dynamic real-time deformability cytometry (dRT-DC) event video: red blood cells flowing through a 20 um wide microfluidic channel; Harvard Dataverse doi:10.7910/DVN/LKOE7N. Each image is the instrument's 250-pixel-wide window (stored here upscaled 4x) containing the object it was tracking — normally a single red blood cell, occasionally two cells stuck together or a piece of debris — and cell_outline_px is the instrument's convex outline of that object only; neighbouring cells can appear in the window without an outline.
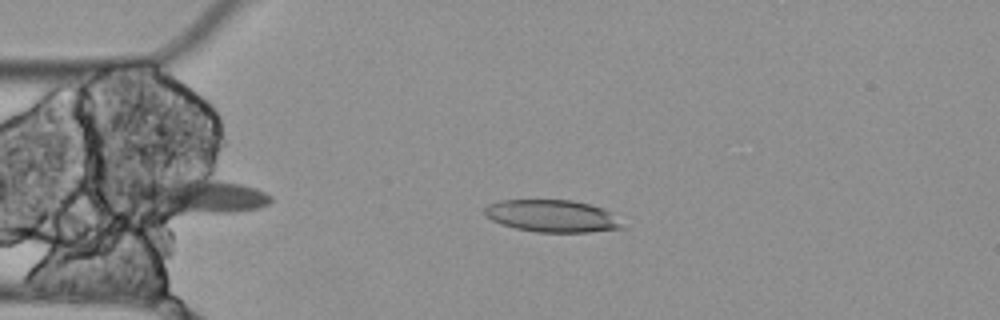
{"species": "Egyptian fruit bat (a non-hibernating species)", "species_latin": "Rousettus aegyptiacus", "temperature_condition": "cold", "stored_images_in_passage": 3, "camera_frame_rate_fps": 3000, "um_per_image_px": 0.085, "animal": {"sex": "female"}, "frame": {"image": 1, "passage_image": 2, "time_ms": 0.333, "image_size_px": [1000, 320], "cell_outline_px": [[624, 228], [588, 232], [536, 232], [516, 228], [500, 224], [484, 216], [484, 208], [488, 204], [500, 200], [572, 200], [604, 208]], "centroid_in_image_um": [46.84, 18.36], "position_along_channel_um": 38.2, "area_um2": 25.61}}